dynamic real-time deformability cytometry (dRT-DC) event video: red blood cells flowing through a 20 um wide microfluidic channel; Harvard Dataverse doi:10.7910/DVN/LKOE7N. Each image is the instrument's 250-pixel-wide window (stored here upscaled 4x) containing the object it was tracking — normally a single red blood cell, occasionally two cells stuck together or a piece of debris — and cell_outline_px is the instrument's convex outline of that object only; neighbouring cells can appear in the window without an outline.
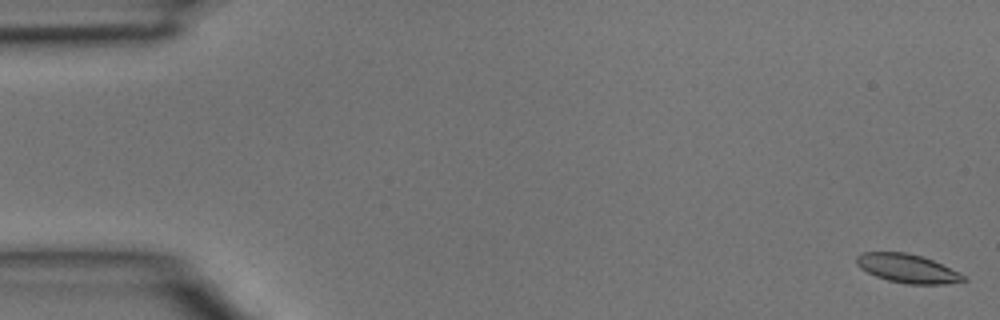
{"species": "common noctule bat (a hibernating species)", "species_latin": "Nyctalus noctula", "temperature_condition": "room temperature", "stored_images_in_passage": 45, "camera_frame_rate_fps": 3000, "um_per_image_px": 0.085, "animal": {"sex": "male", "body_mass_g": 15.6}, "frame": {"image": 1, "passage_image": 1, "time_ms": 0.0, "image_size_px": [1000, 320], "cell_outline_px": [[968, 280], [944, 284], [908, 284], [888, 280], [876, 276], [860, 268], [856, 264], [856, 256], [864, 252], [908, 252], [932, 260], [960, 272]], "centroid_in_image_um": [77.13, 22.82], "position_along_channel_um": 7.9, "area_um2": 17.8}}
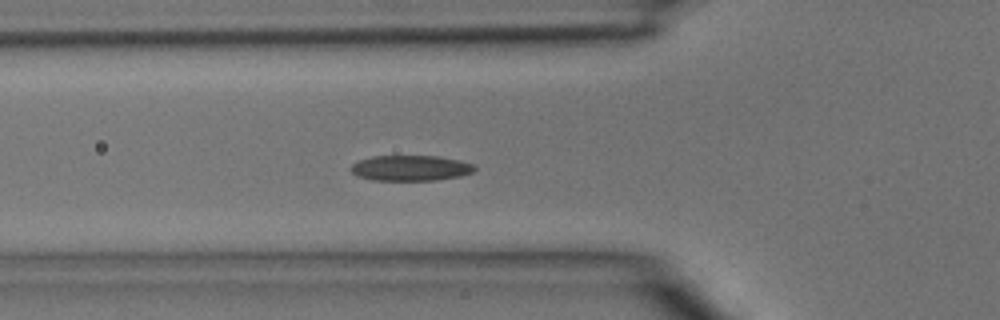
{"frame": {"image": 2, "passage_image": 16, "time_ms": 5.0, "image_size_px": [1000, 320], "cell_outline_px": [[476, 168], [472, 172], [460, 176], [436, 180], [372, 180], [356, 176], [348, 168], [352, 164], [360, 160], [372, 156], [440, 156], [460, 160], [476, 164]], "centroid_in_image_um": [34.9, 14.28], "position_along_channel_um": 90.9, "area_um2": 18.55}}
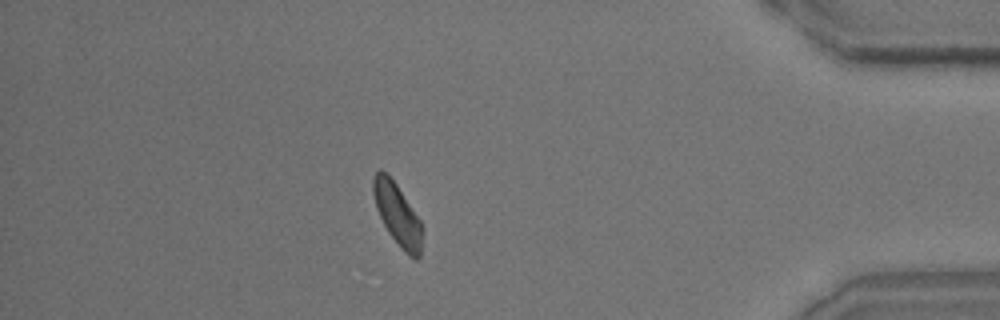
{"frame": {"image": 3, "passage_image": 40, "time_ms": 13.0, "image_size_px": [1000, 320], "cell_outline_px": [[420, 256], [416, 260], [408, 256], [400, 248], [388, 232], [376, 208], [372, 192], [372, 180], [376, 172], [380, 168], [396, 184], [420, 220]], "centroid_in_image_um": [33.74, 18.23], "position_along_channel_um": 401.5, "area_um2": 17.22}}